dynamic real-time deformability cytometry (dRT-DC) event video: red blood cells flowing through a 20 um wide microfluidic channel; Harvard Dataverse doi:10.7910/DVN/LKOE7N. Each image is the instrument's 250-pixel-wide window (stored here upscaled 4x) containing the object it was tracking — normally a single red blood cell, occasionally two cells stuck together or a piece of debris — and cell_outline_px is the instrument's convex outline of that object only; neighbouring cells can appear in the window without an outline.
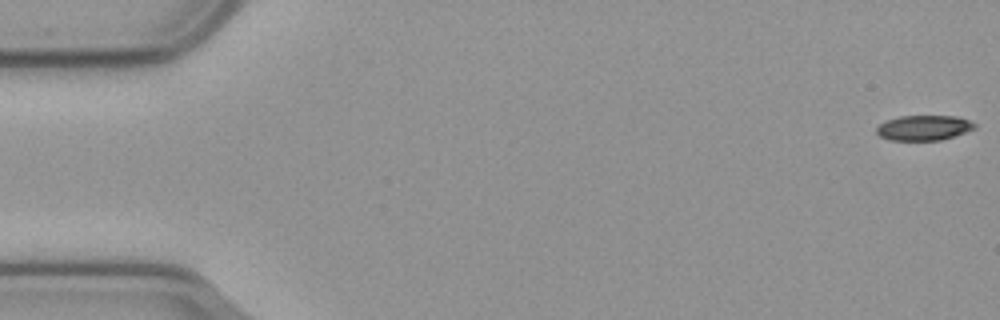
{"species": "common noctule bat (a hibernating species)", "species_latin": "Nyctalus noctula", "temperature_condition": "cold", "stored_images_in_passage": 27, "camera_frame_rate_fps": 3000, "um_per_image_px": 0.085, "animal": {"sex": "male", "body_mass_g": 23.1, "forearm_length_mm": 52.7}, "frame": {"image": 1, "passage_image": 1, "time_ms": 0.0, "image_size_px": [1000, 320], "cell_outline_px": [[976, 128], [940, 140], [892, 140], [880, 136], [876, 132], [876, 128], [884, 120], [900, 116], [956, 116], [968, 120], [976, 124]], "centroid_in_image_um": [78.49, 10.85], "position_along_channel_um": 6.5, "area_um2": 14.22}}
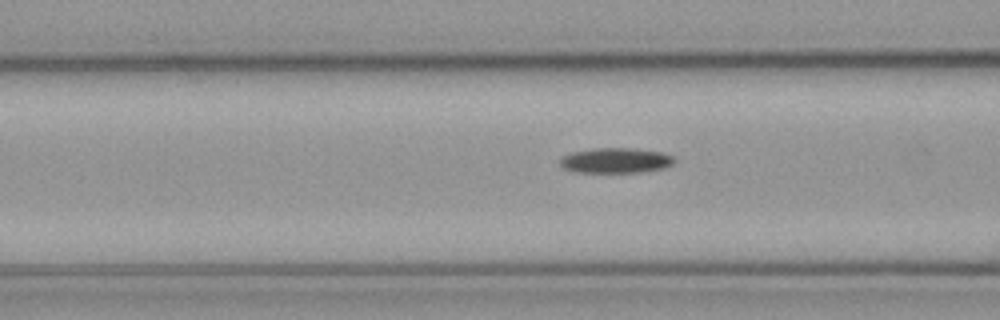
{"frame": {"image": 2, "passage_image": 22, "time_ms": 7.0, "image_size_px": [1000, 320], "cell_outline_px": [[676, 160], [672, 164], [664, 168], [640, 172], [572, 172], [560, 168], [560, 156], [572, 152], [592, 148], [632, 148], [660, 152], [672, 156]], "centroid_in_image_um": [52.26, 13.64], "position_along_channel_um": 114.3, "area_um2": 16.94}}
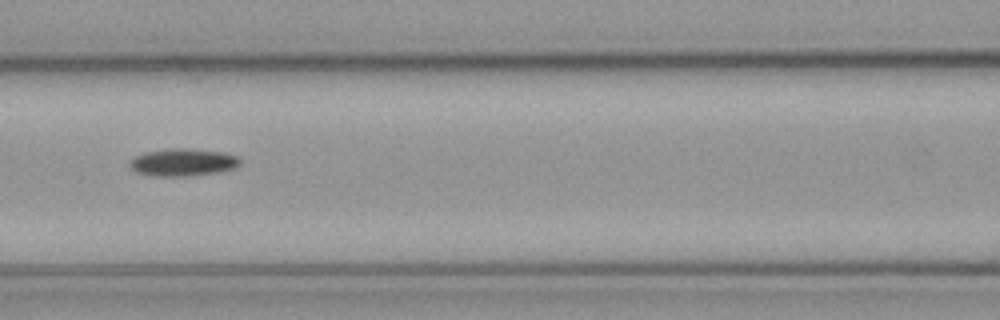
{"frame": {"image": 3, "passage_image": 25, "time_ms": 8.0, "image_size_px": [1000, 320], "cell_outline_px": [[240, 164], [236, 168], [220, 172], [188, 176], [160, 176], [136, 172], [128, 164], [136, 156], [144, 152], [172, 148], [188, 148], [224, 152], [236, 156], [240, 160]], "centroid_in_image_um": [15.59, 13.79], "position_along_channel_um": 151.0, "area_um2": 17.63}}